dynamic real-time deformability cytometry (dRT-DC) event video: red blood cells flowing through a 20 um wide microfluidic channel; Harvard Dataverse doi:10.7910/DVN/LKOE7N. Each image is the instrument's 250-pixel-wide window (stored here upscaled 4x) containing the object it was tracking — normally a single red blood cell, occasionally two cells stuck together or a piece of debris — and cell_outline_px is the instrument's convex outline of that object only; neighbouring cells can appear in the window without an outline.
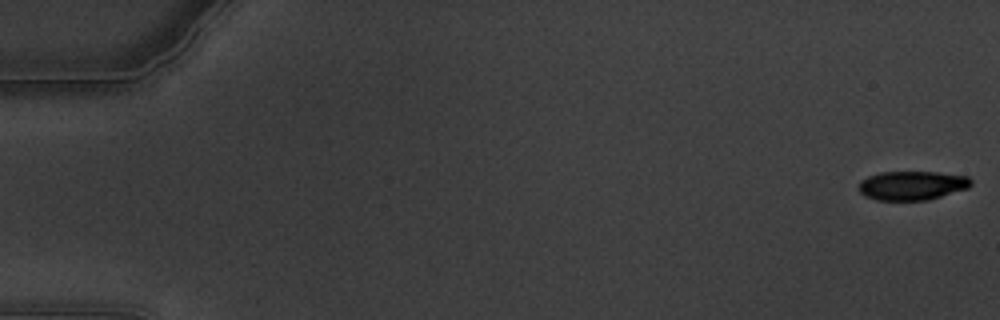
{"species": "common noctule bat (a hibernating species)", "species_latin": "Nyctalus noctula", "temperature_condition": "warm", "stored_images_in_passage": 62, "camera_frame_rate_fps": 3000, "um_per_image_px": 0.085, "animal": {"sex": "male", "body_mass_g": 19.5, "forearm_length_mm": 54.6}, "frame": {"image": 1, "passage_image": 1, "time_ms": 0.0, "image_size_px": [1000, 320], "cell_outline_px": [[972, 184], [968, 188], [928, 200], [876, 200], [864, 196], [860, 192], [860, 180], [868, 176], [880, 172], [936, 172], [968, 176], [972, 180]], "centroid_in_image_um": [77.53, 15.76], "position_along_channel_um": 7.5, "area_um2": 19.02}}
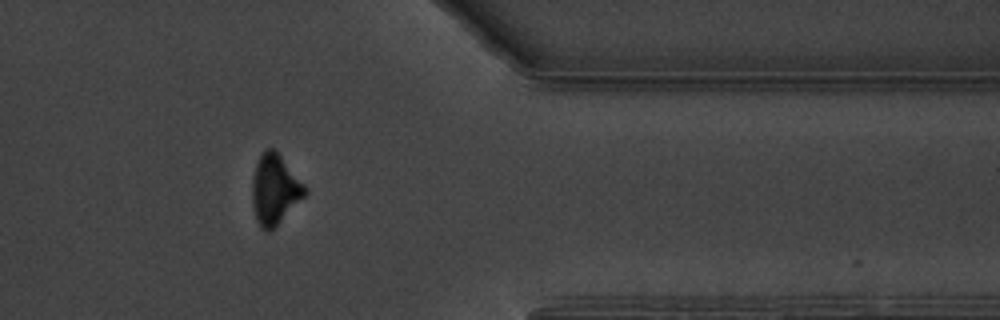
{"frame": {"image": 2, "passage_image": 51, "time_ms": 16.667, "image_size_px": [1000, 320], "cell_outline_px": [[308, 192], [268, 232], [260, 228], [256, 220], [252, 204], [252, 176], [256, 164], [260, 156], [268, 148], [272, 148], [280, 156], [308, 188]], "centroid_in_image_um": [23.33, 16.11], "position_along_channel_um": 388.1, "area_um2": 20.98}}
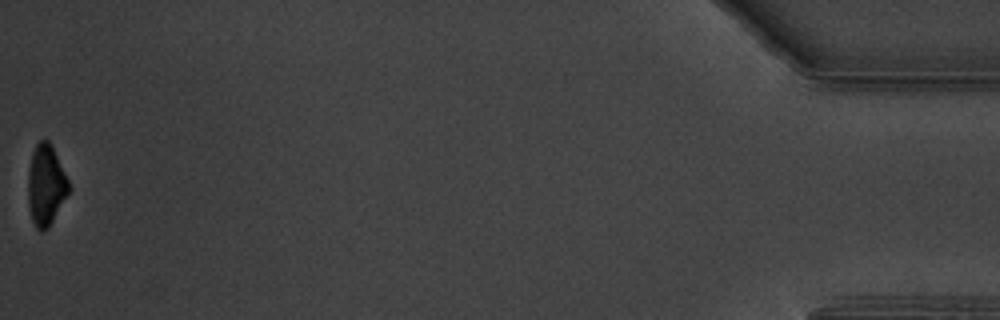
{"frame": {"image": 3, "passage_image": 62, "time_ms": 20.333, "image_size_px": [1000, 320], "cell_outline_px": [[72, 188], [48, 228], [40, 232], [36, 228], [32, 220], [28, 204], [28, 172], [32, 152], [36, 144], [40, 140], [48, 140], [52, 144]], "centroid_in_image_um": [3.91, 15.73], "position_along_channel_um": 431.3, "area_um2": 19.36}, "authors_computed_cell_mechanics": {"area_um2": 21.7039, "velocity_mm_per_s": 3.3238, "shape_relaxation_time_tau1_ms": 4.5154, "shape_relaxation_time_tau2_ms": null, "deformation_change_tau1": 0.1553, "deformation_change_tau2": null}}